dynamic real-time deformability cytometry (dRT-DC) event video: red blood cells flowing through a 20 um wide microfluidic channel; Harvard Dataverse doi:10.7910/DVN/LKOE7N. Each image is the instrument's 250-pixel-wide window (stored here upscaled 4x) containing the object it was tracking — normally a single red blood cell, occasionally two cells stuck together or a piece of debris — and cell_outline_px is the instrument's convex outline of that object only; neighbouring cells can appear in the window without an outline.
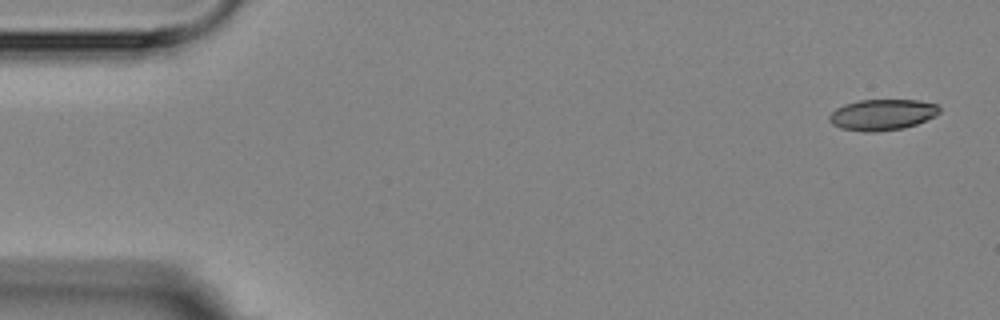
{"species": "Egyptian fruit bat (a non-hibernating species)", "species_latin": "Rousettus aegyptiacus", "temperature_condition": "room temperature", "stored_images_in_passage": 4, "camera_frame_rate_fps": 3000, "um_per_image_px": 0.085, "animal": {"sex": "female"}, "frame": {"image": 1, "passage_image": 1, "time_ms": 0.0, "image_size_px": [1000, 320], "cell_outline_px": [[940, 112], [936, 116], [916, 124], [904, 128], [876, 132], [864, 132], [840, 128], [832, 124], [828, 120], [828, 116], [836, 108], [844, 104], [860, 100], [920, 100], [936, 104], [940, 108]], "centroid_in_image_um": [74.99, 9.75], "position_along_channel_um": 10.0, "area_um2": 20.06}}